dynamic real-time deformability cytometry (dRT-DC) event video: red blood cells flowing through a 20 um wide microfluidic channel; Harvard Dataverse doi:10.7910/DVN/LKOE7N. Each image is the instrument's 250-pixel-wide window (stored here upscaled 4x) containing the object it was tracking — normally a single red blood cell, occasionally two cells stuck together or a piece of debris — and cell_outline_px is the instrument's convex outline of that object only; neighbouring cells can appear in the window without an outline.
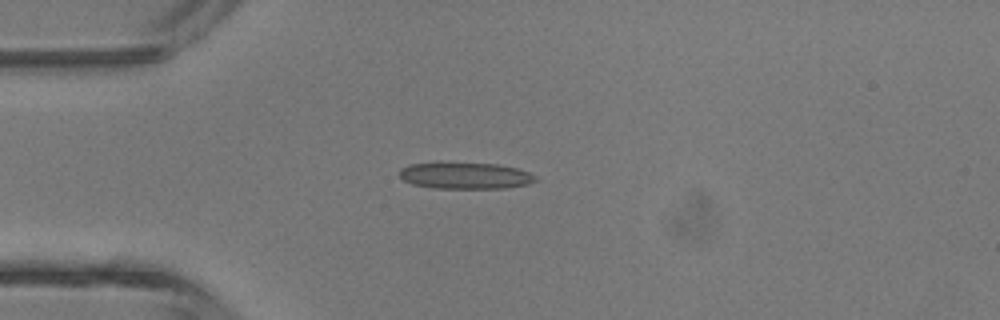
{"species": "common noctule bat (a hibernating species)", "species_latin": "Nyctalus noctula", "temperature_condition": "room temperature", "stored_images_in_passage": 4, "camera_frame_rate_fps": 3000, "um_per_image_px": 0.085, "animal": {"sex": "male", "body_mass_g": 13.3}, "frame": {"image": 1, "passage_image": 4, "time_ms": 3.667, "image_size_px": [1000, 320], "cell_outline_px": [[540, 180], [528, 184], [504, 188], [432, 188], [412, 184], [404, 180], [400, 176], [400, 168], [408, 164], [496, 164], [516, 168], [528, 172], [536, 176]], "centroid_in_image_um": [39.58, 14.95], "position_along_channel_um": 45.4, "area_um2": 20.58}}